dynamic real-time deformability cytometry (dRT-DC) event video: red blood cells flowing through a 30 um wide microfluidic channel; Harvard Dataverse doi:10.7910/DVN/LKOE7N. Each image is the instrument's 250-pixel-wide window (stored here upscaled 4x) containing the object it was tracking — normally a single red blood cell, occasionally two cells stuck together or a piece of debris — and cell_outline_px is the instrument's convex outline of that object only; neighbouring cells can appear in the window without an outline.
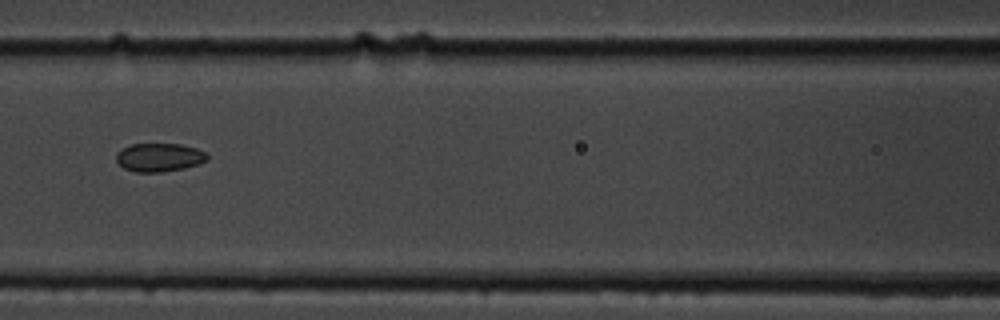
{"species": "common noctule bat (a hibernating species)", "species_latin": "Nyctalus noctula", "temperature_condition": "cold", "stored_images_in_passage": 7, "camera_frame_rate_fps": 3000, "um_per_image_px": 0.085, "animal": {"sex": "male", "body_mass_g": 19.5, "forearm_length_mm": 54.6}, "frame": {"image": 1, "passage_image": 5, "time_ms": 4.667, "image_size_px": [1000, 320], "cell_outline_px": [[208, 160], [184, 168], [160, 172], [136, 172], [124, 168], [116, 160], [116, 152], [132, 144], [180, 144], [196, 148], [204, 152], [208, 156]], "centroid_in_image_um": [13.52, 13.37], "position_along_channel_um": 153.1, "area_um2": 14.91}}
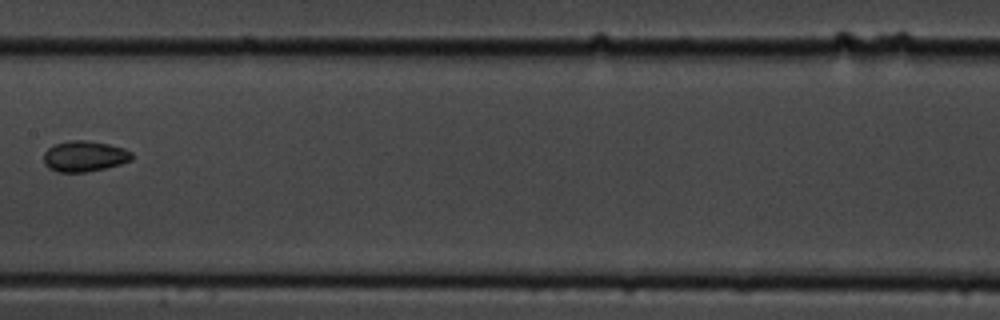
{"frame": {"image": 2, "passage_image": 6, "time_ms": 6.0, "image_size_px": [1000, 320], "cell_outline_px": [[132, 160], [120, 164], [104, 168], [84, 172], [56, 172], [48, 168], [44, 164], [44, 152], [48, 148], [56, 144], [68, 140], [84, 140], [108, 144], [124, 148], [132, 152]], "centroid_in_image_um": [7.16, 13.28], "position_along_channel_um": 200.2, "area_um2": 15.78}}
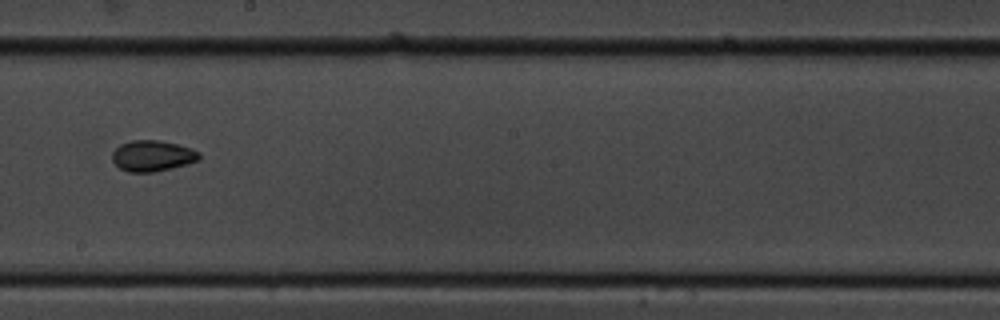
{"frame": {"image": 3, "passage_image": 7, "time_ms": 7.0, "image_size_px": [1000, 320], "cell_outline_px": [[200, 160], [188, 164], [172, 168], [152, 172], [128, 172], [120, 168], [112, 160], [112, 152], [120, 144], [132, 140], [160, 140], [192, 148], [200, 152]], "centroid_in_image_um": [12.97, 13.24], "position_along_channel_um": 235.2, "area_um2": 15.78}}